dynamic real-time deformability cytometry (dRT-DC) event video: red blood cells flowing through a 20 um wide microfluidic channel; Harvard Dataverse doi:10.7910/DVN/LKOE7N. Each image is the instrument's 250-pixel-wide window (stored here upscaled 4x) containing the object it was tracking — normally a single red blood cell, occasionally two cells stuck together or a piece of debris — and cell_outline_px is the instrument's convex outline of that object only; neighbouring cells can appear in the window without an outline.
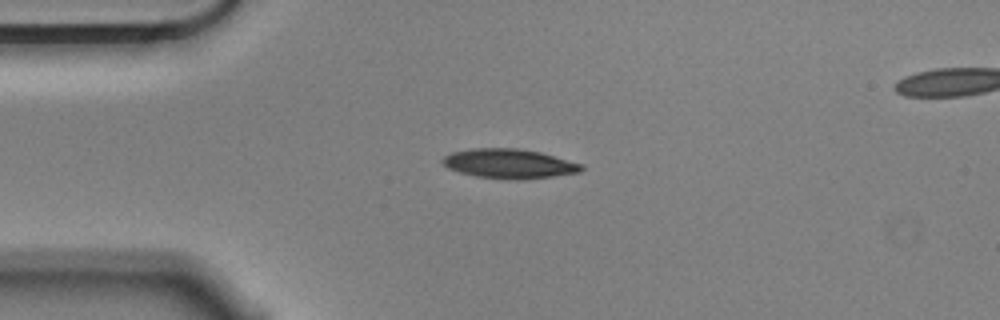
{"species": "Egyptian fruit bat (a non-hibernating species)", "species_latin": "Rousettus aegyptiacus", "temperature_condition": "cold", "stored_images_in_passage": 44, "camera_frame_rate_fps": 3000, "um_per_image_px": 0.085, "animal": {"sex": "male"}, "frame": {"image": 1, "passage_image": 1, "time_ms": 0.0, "image_size_px": [1000, 320], "cell_outline_px": [[584, 168], [580, 172], [524, 180], [508, 180], [476, 176], [460, 172], [448, 168], [440, 160], [444, 156], [452, 152], [472, 148], [516, 148], [540, 152], [584, 164]], "centroid_in_image_um": [43.29, 13.91], "position_along_channel_um": 41.7, "area_um2": 23.99}}
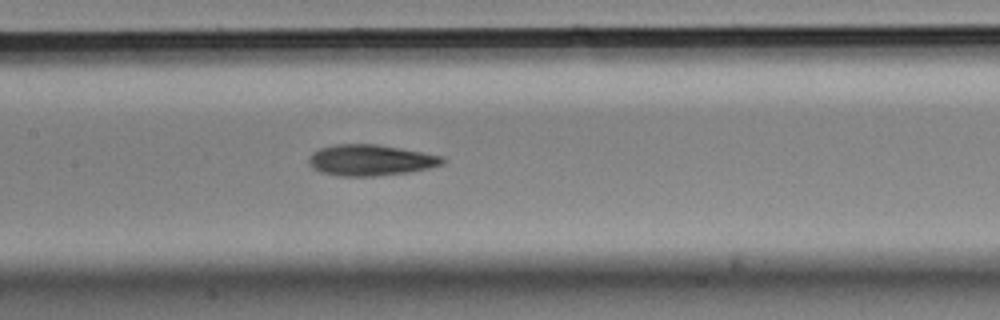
{"frame": {"image": 2, "passage_image": 14, "time_ms": 4.333, "image_size_px": [1000, 320], "cell_outline_px": [[448, 160], [444, 164], [428, 168], [408, 172], [372, 176], [340, 176], [320, 172], [312, 168], [308, 164], [308, 160], [312, 152], [320, 148], [336, 144], [376, 144], [444, 156]], "centroid_in_image_um": [31.49, 13.61], "position_along_channel_um": 175.9, "area_um2": 24.22}}
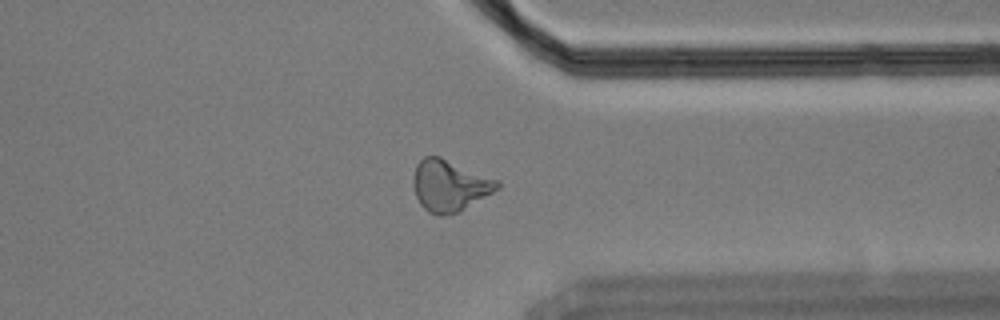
{"frame": {"image": 3, "passage_image": 31, "time_ms": 10.0, "image_size_px": [1000, 320], "cell_outline_px": [[500, 188], [460, 212], [444, 216], [436, 216], [428, 212], [420, 204], [416, 196], [412, 184], [412, 180], [416, 164], [424, 156], [440, 156], [500, 180]], "centroid_in_image_um": [38.22, 15.78], "position_along_channel_um": 373.2, "area_um2": 25.61}, "authors_computed_cell_mechanics": {"area_um2": 23.9292, "velocity_mm_per_s": 3.5463, "shape_relaxation_time_tau1_ms": 5.6487, "shape_relaxation_time_tau2_ms": 5.6608, "deformation_change_tau1": 0.139, "deformation_change_tau2": 0.141}}